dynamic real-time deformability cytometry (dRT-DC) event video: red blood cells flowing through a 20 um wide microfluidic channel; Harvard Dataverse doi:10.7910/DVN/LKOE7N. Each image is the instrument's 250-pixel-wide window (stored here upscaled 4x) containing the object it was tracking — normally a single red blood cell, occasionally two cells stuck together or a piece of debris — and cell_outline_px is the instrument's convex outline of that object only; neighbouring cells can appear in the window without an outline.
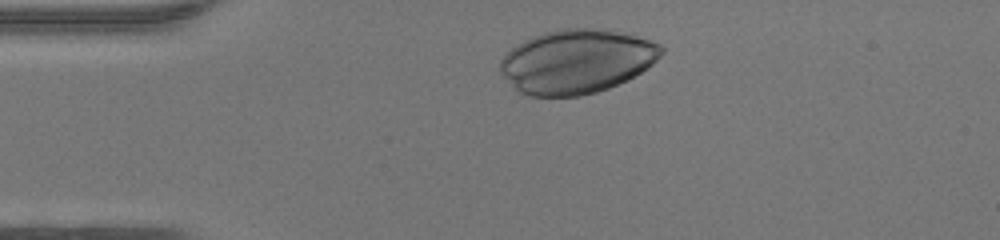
{"species": "human", "species_latin": "Homo sapiens", "temperature_condition": "warm", "stored_images_in_passage": 31, "camera_frame_rate_fps": 3000, "um_per_image_px": 0.085, "donor": {"sex": "female"}, "frame": {"image": 1, "passage_image": 3, "time_ms": 0.667, "image_size_px": [1000, 240], "cell_outline_px": [[664, 52], [652, 64], [640, 72], [608, 88], [596, 92], [580, 96], [528, 96], [516, 92], [500, 72], [500, 60], [512, 48], [524, 40], [532, 36], [544, 32], [560, 28], [596, 28], [636, 36], [660, 44], [664, 48]], "centroid_in_image_um": [48.96, 5.22], "position_along_channel_um": 36.0, "area_um2": 59.88}}
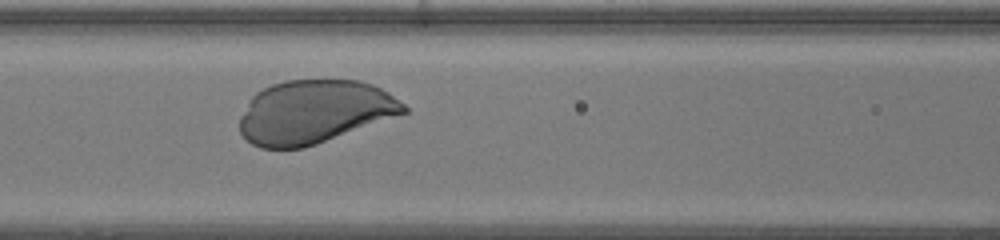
{"frame": {"image": 2, "passage_image": 13, "time_ms": 4.0, "image_size_px": [1000, 240], "cell_outline_px": [[408, 112], [316, 144], [304, 148], [260, 148], [252, 144], [240, 132], [240, 116], [252, 96], [256, 92], [272, 84], [284, 80], [360, 80], [372, 84], [388, 92], [404, 104], [408, 108]], "centroid_in_image_um": [26.71, 9.5], "position_along_channel_um": 139.9, "area_um2": 60.4}}